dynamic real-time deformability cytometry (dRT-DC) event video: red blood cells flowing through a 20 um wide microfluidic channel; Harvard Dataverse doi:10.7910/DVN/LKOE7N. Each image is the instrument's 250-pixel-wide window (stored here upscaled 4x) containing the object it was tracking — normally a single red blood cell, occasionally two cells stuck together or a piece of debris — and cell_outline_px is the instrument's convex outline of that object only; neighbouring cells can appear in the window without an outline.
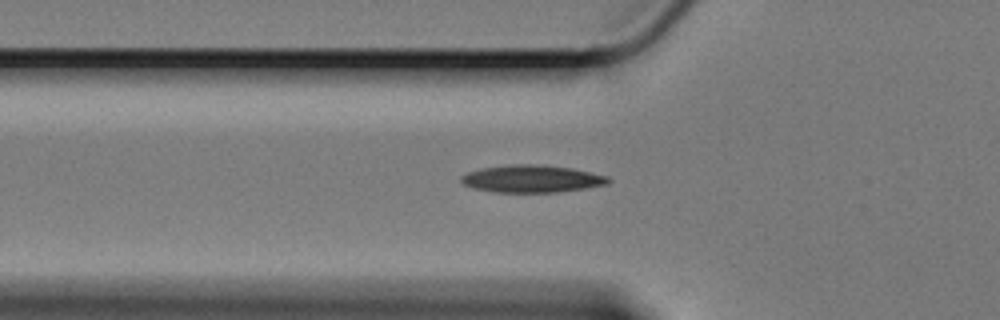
{"species": "Egyptian fruit bat (a non-hibernating species)", "species_latin": "Rousettus aegyptiacus", "temperature_condition": "cold", "stored_images_in_passage": 44, "camera_frame_rate_fps": 3000, "um_per_image_px": 0.085, "animal": {"sex": "female"}, "frame": {"image": 1, "passage_image": 5, "time_ms": 1.333, "image_size_px": [1000, 320], "cell_outline_px": [[612, 180], [608, 184], [584, 188], [556, 192], [496, 192], [476, 188], [464, 184], [460, 180], [460, 176], [468, 172], [480, 168], [508, 164], [536, 164], [572, 168], [608, 176]], "centroid_in_image_um": [45.21, 15.18], "position_along_channel_um": 80.6, "area_um2": 23.41}}
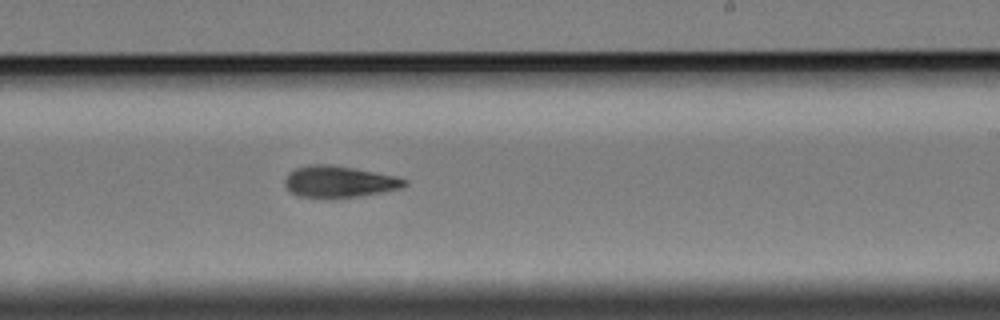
{"frame": {"image": 2, "passage_image": 21, "time_ms": 6.667, "image_size_px": [1000, 320], "cell_outline_px": [[408, 184], [400, 188], [360, 196], [300, 196], [292, 192], [284, 184], [284, 180], [288, 172], [296, 168], [308, 164], [328, 164], [400, 176], [408, 180]], "centroid_in_image_um": [28.86, 15.4], "position_along_channel_um": 260.1, "area_um2": 21.56}}
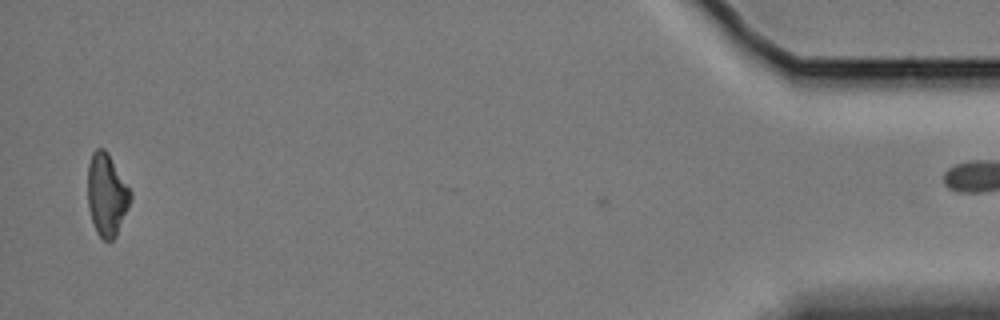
{"frame": {"image": 3, "passage_image": 43, "time_ms": 14.0, "image_size_px": [1000, 320], "cell_outline_px": [[132, 196], [116, 236], [112, 240], [104, 240], [96, 232], [92, 220], [88, 204], [88, 164], [92, 152], [96, 148], [104, 148], [108, 152], [132, 192]], "centroid_in_image_um": [9.07, 16.52], "position_along_channel_um": 426.1, "area_um2": 20.4}}